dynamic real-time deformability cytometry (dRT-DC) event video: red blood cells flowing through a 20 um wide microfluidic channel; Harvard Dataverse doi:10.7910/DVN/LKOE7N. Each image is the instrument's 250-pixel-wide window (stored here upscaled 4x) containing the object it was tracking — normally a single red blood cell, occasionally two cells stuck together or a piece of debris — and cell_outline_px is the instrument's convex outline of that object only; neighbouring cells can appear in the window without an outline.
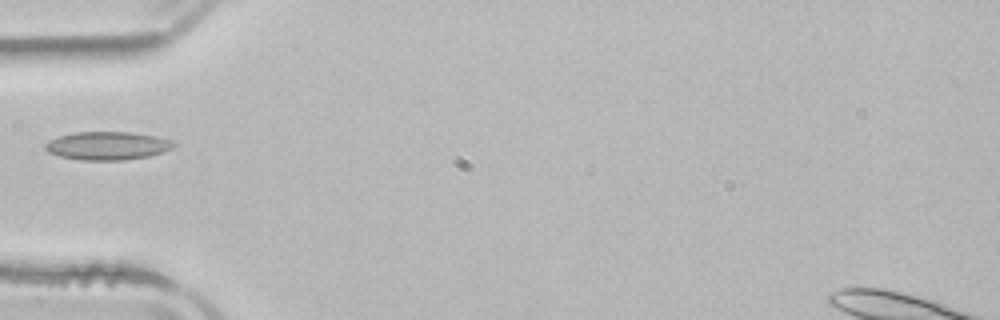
{"species": "common noctule bat (a hibernating species)", "species_latin": "Nyctalus noctula", "temperature_condition": "room temperature", "stored_images_in_passage": 4, "camera_frame_rate_fps": 3000, "um_per_image_px": 0.085, "animal": {"sex": "male", "body_mass_g": 21.5, "forearm_length_mm": 52.0}, "frame": {"image": 1, "passage_image": 4, "time_ms": 4.0, "image_size_px": [1000, 320], "cell_outline_px": [[176, 144], [172, 148], [164, 152], [148, 156], [124, 160], [80, 160], [60, 156], [48, 152], [44, 148], [44, 144], [48, 140], [60, 136], [76, 132], [132, 132], [156, 136], [172, 140]], "centroid_in_image_um": [9.14, 12.39], "position_along_channel_um": 75.9, "area_um2": 21.21}}